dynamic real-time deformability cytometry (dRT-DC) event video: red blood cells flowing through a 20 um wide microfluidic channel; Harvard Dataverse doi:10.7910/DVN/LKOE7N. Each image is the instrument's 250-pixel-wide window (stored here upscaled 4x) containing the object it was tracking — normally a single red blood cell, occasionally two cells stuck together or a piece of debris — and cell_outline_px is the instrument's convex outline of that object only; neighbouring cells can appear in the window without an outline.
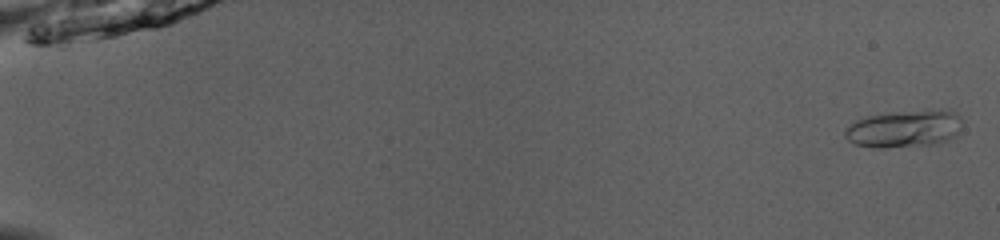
{"species": "common noctule bat (a hibernating species)", "species_latin": "Nyctalus noctula", "temperature_condition": "room temperature", "stored_images_in_passage": 50, "camera_frame_rate_fps": 3000, "um_per_image_px": 0.085, "animal": {"sex": "male", "body_mass_g": 13.0, "forearm_length_mm": 53.1}, "frame": {"image": 1, "passage_image": 1, "time_ms": 0.0, "image_size_px": [1000, 240], "cell_outline_px": [[964, 120], [956, 136], [948, 140], [936, 144], [880, 148], [876, 148], [856, 144], [848, 140], [844, 136], [844, 132], [848, 124], [856, 120], [868, 116], [888, 112], [956, 112]], "centroid_in_image_um": [76.83, 10.97], "position_along_channel_um": 8.2, "area_um2": 25.14}}
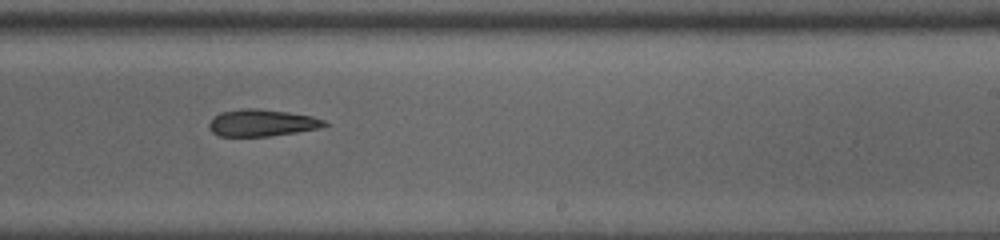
{"frame": {"image": 2, "passage_image": 33, "time_ms": 10.667, "image_size_px": [1000, 240], "cell_outline_px": [[328, 124], [320, 128], [296, 132], [268, 136], [220, 136], [212, 132], [208, 128], [208, 124], [220, 112], [244, 108], [256, 108], [288, 112], [312, 116], [324, 120]], "centroid_in_image_um": [22.25, 10.44], "position_along_channel_um": 266.7, "area_um2": 17.98}}
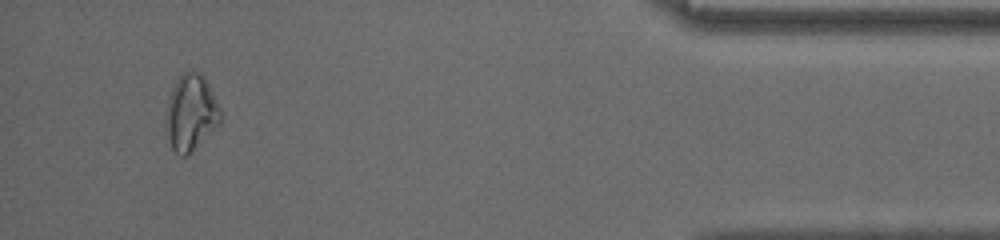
{"frame": {"image": 3, "passage_image": 48, "time_ms": 15.667, "image_size_px": [1000, 240], "cell_outline_px": [[224, 116], [220, 124], [188, 156], [180, 156], [172, 148], [164, 132], [164, 112], [172, 88], [176, 80], [184, 72], [200, 72], [204, 76]], "centroid_in_image_um": [16.21, 9.63], "position_along_channel_um": 419.0, "area_um2": 24.8}}